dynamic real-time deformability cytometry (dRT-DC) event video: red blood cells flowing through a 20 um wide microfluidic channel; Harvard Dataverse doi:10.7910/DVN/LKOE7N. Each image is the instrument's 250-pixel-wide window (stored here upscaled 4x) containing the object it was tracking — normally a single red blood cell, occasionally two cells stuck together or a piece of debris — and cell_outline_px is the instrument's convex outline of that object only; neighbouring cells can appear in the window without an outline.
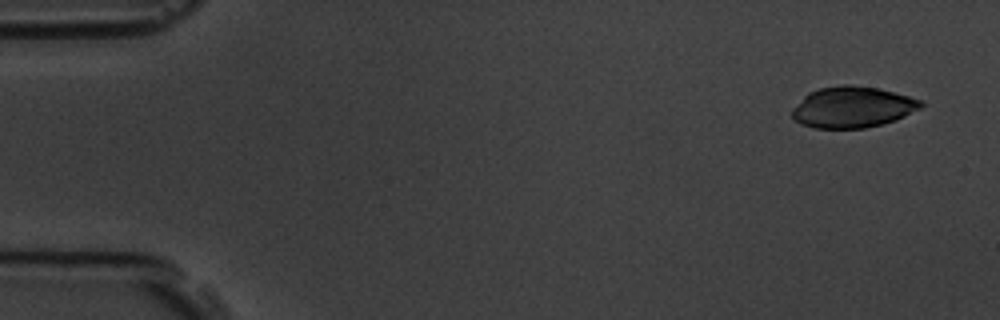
{"species": "common noctule bat (a hibernating species)", "species_latin": "Nyctalus noctula", "temperature_condition": "room temperature", "stored_images_in_passage": 8, "camera_frame_rate_fps": 3000, "um_per_image_px": 0.085, "animal": {"sex": "male", "body_mass_g": 19.5, "forearm_length_mm": 54.6}, "frame": {"image": 1, "passage_image": 1, "time_ms": 0.0, "image_size_px": [1000, 320], "cell_outline_px": [[924, 104], [920, 108], [896, 120], [864, 128], [812, 128], [800, 124], [792, 116], [792, 108], [808, 92], [820, 88], [844, 84], [852, 84], [876, 88], [908, 96], [920, 100]], "centroid_in_image_um": [72.42, 9.11], "position_along_channel_um": 12.6, "area_um2": 30.69}}